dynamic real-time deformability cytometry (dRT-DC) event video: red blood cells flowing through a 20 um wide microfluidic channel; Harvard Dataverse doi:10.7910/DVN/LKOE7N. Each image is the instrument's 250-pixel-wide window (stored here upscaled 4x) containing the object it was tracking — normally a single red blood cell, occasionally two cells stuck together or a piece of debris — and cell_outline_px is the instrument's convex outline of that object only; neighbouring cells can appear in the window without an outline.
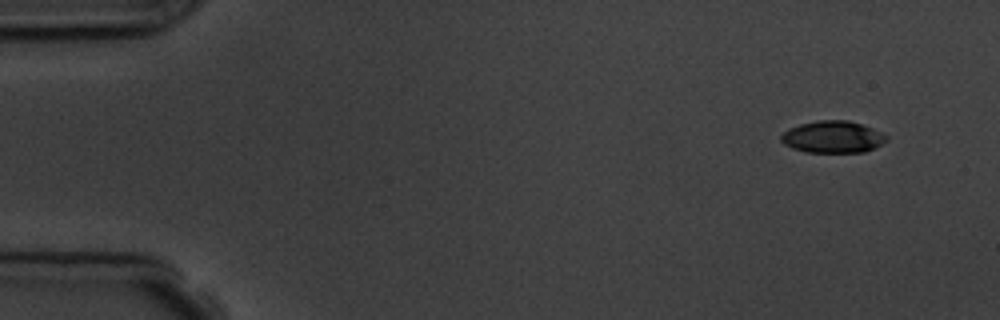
{"species": "common noctule bat (a hibernating species)", "species_latin": "Nyctalus noctula", "temperature_condition": "room temperature", "stored_images_in_passage": 4, "camera_frame_rate_fps": 3000, "um_per_image_px": 0.085, "animal": {"sex": "male", "body_mass_g": 19.5, "forearm_length_mm": 54.6}, "frame": {"image": 1, "passage_image": 1, "time_ms": 0.0, "image_size_px": [1000, 320], "cell_outline_px": [[888, 140], [864, 152], [804, 152], [792, 148], [784, 144], [780, 140], [780, 136], [788, 128], [800, 124], [820, 120], [848, 120], [872, 128], [888, 136]], "centroid_in_image_um": [70.75, 11.64], "position_along_channel_um": 14.2, "area_um2": 19.54}}